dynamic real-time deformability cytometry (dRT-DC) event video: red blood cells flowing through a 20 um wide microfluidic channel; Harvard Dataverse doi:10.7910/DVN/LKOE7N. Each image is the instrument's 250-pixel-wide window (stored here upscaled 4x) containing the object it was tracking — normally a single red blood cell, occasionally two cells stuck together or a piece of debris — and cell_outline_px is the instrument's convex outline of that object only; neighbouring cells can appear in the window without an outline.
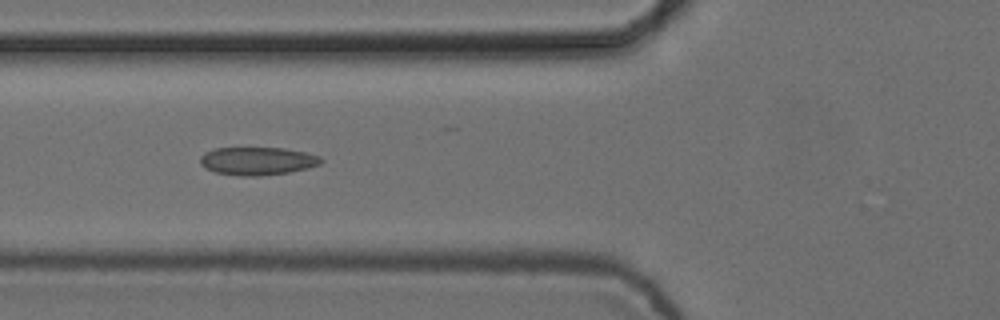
{"species": "common noctule bat (a hibernating species)", "species_latin": "Nyctalus noctula", "temperature_condition": "cold", "stored_images_in_passage": 6, "camera_frame_rate_fps": 3000, "um_per_image_px": 0.085, "animal": {"sex": "female", "body_mass_g": 24.6, "forearm_length_mm": 56.2}, "frame": {"image": 1, "passage_image": 6, "time_ms": 1.667, "image_size_px": [1000, 320], "cell_outline_px": [[324, 160], [320, 164], [308, 168], [288, 172], [260, 176], [240, 176], [216, 172], [204, 168], [200, 164], [200, 156], [204, 152], [216, 148], [284, 148], [304, 152], [320, 156]], "centroid_in_image_um": [21.87, 13.68], "position_along_channel_um": 103.9, "area_um2": 19.77}}